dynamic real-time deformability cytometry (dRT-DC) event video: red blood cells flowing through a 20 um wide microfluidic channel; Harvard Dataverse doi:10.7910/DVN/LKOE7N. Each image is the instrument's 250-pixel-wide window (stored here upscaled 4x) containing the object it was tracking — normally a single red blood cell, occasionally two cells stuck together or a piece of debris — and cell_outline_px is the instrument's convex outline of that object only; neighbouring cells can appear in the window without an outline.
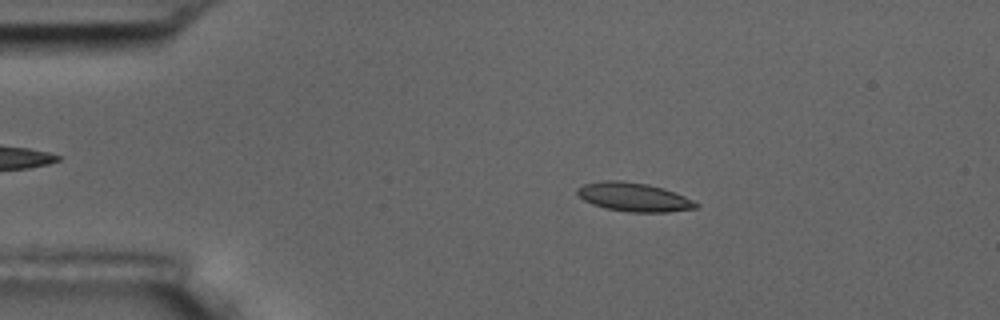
{"species": "common noctule bat (a hibernating species)", "species_latin": "Nyctalus noctula", "temperature_condition": "room temperature", "stored_images_in_passage": 6, "camera_frame_rate_fps": 3000, "um_per_image_px": 0.085, "animal": {"sex": "male", "body_mass_g": 17.5, "forearm_length_mm": 52.3}, "frame": {"image": 1, "passage_image": 3, "time_ms": 2.333, "image_size_px": [1000, 320], "cell_outline_px": [[700, 204], [696, 208], [668, 212], [628, 212], [604, 208], [592, 204], [584, 200], [576, 192], [576, 188], [584, 184], [600, 180], [620, 180], [648, 184], [664, 188], [676, 192]], "centroid_in_image_um": [53.86, 16.74], "position_along_channel_um": 31.1, "area_um2": 20.06}}
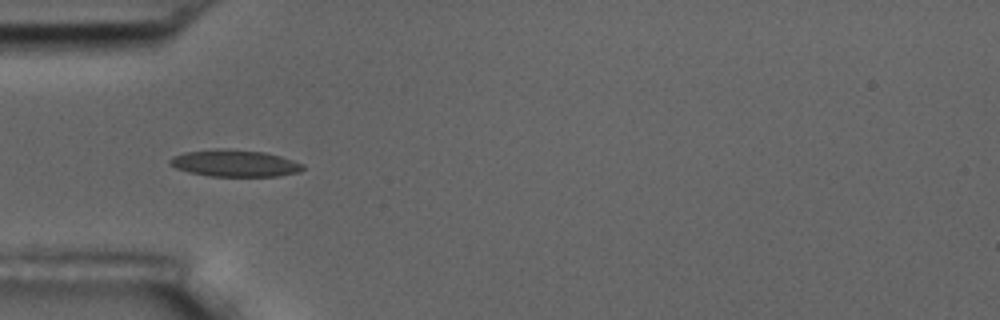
{"frame": {"image": 2, "passage_image": 5, "time_ms": 4.667, "image_size_px": [1000, 320], "cell_outline_px": [[304, 168], [300, 172], [280, 176], [212, 176], [188, 172], [176, 168], [168, 164], [168, 160], [172, 156], [184, 152], [216, 148], [228, 148], [264, 152], [280, 156], [304, 164]], "centroid_in_image_um": [19.93, 13.87], "position_along_channel_um": 65.1, "area_um2": 21.04}}